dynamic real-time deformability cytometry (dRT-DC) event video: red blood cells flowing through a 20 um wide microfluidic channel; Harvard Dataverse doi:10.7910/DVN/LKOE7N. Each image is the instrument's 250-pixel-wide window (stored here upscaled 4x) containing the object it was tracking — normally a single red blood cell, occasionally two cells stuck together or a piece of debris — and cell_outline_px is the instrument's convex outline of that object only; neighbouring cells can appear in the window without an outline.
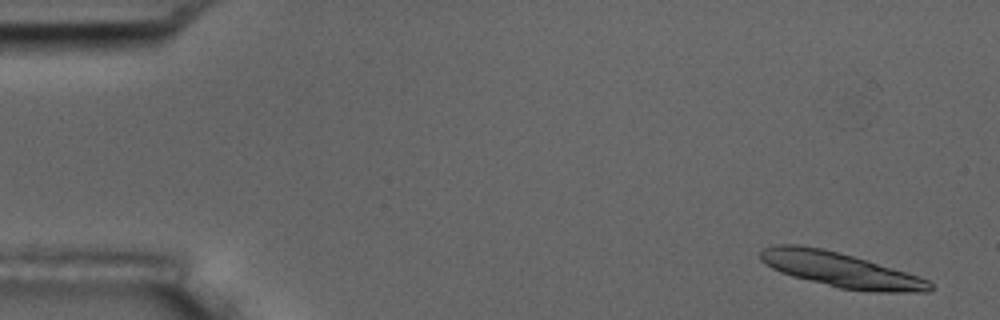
{"species": "common noctule bat (a hibernating species)", "species_latin": "Nyctalus noctula", "temperature_condition": "room temperature", "stored_images_in_passage": 6, "segment_of_instrument_passage": [1, 2], "camera_frame_rate_fps": 3000, "um_per_image_px": 0.085, "animal": {"sex": "male", "body_mass_g": 17.5, "forearm_length_mm": 52.3}, "frame": {"image": 1, "passage_image": 1, "time_ms": 0.0, "image_size_px": [1000, 320], "cell_outline_px": [[932, 288], [928, 292], [876, 292], [840, 288], [792, 276], [780, 272], [772, 268], [760, 260], [760, 252], [764, 248], [776, 244], [800, 244], [824, 248], [840, 252], [868, 260], [920, 276], [928, 280], [932, 284]], "centroid_in_image_um": [71.44, 22.92], "position_along_channel_um": 13.6, "area_um2": 34.45}}